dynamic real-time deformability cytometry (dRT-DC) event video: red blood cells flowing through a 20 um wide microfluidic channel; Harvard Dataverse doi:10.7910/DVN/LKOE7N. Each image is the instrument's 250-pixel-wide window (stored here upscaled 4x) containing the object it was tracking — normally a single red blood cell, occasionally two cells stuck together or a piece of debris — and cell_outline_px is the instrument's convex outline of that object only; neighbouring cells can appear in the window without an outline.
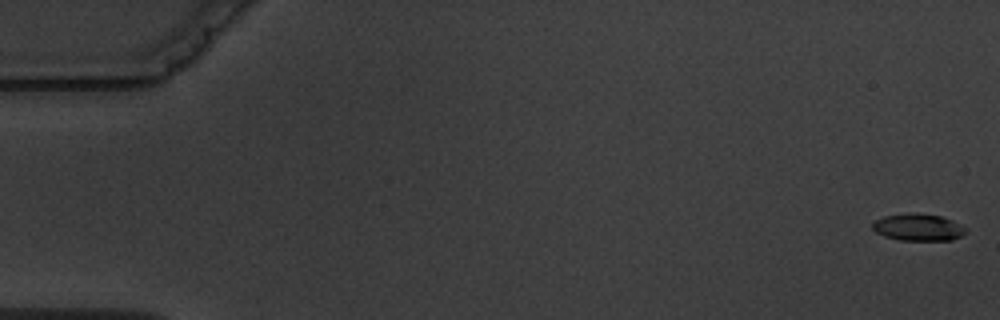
{"species": "common noctule bat (a hibernating species)", "species_latin": "Nyctalus noctula", "temperature_condition": "warm", "stored_images_in_passage": 8, "camera_frame_rate_fps": 3000, "um_per_image_px": 0.085, "animal": {"sex": "male", "body_mass_g": 19.5, "forearm_length_mm": 54.6}, "frame": {"image": 1, "passage_image": 1, "time_ms": 0.0, "image_size_px": [1000, 320], "cell_outline_px": [[968, 232], [952, 240], [900, 240], [884, 236], [876, 232], [872, 228], [872, 224], [876, 220], [884, 216], [908, 212], [912, 212], [940, 216], [952, 220], [968, 228]], "centroid_in_image_um": [78.07, 19.31], "position_along_channel_um": 6.9, "area_um2": 14.8}}
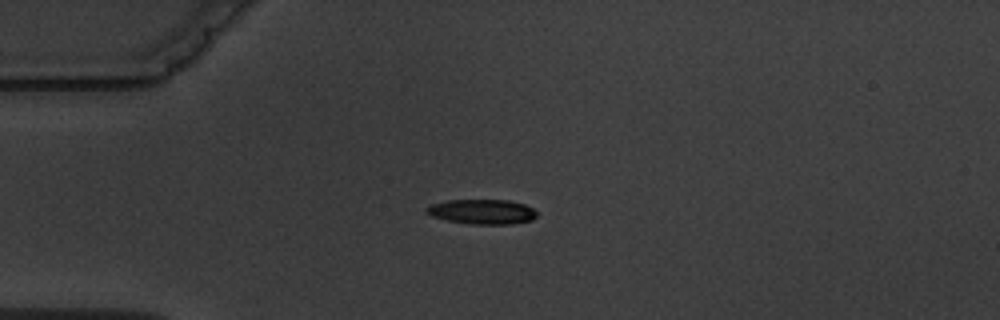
{"frame": {"image": 2, "passage_image": 5, "time_ms": 4.667, "image_size_px": [1000, 320], "cell_outline_px": [[536, 216], [532, 220], [512, 224], [472, 224], [448, 220], [432, 216], [424, 212], [424, 208], [432, 204], [448, 200], [508, 200], [524, 204], [532, 208], [536, 212]], "centroid_in_image_um": [40.97, 17.99], "position_along_channel_um": 44.0, "area_um2": 15.9}}
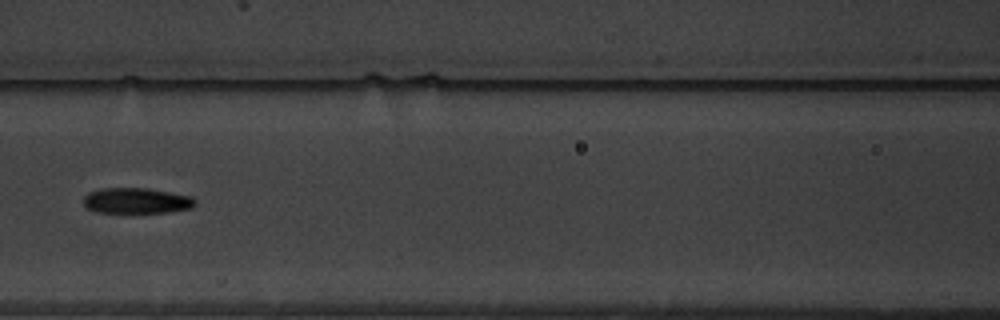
{"frame": {"image": 3, "passage_image": 8, "time_ms": 8.333, "image_size_px": [1000, 320], "cell_outline_px": [[196, 204], [192, 208], [168, 212], [96, 212], [88, 208], [84, 204], [84, 196], [88, 192], [100, 188], [148, 188], [192, 196], [196, 200]], "centroid_in_image_um": [11.62, 17.05], "position_along_channel_um": 155.0, "area_um2": 16.7}}